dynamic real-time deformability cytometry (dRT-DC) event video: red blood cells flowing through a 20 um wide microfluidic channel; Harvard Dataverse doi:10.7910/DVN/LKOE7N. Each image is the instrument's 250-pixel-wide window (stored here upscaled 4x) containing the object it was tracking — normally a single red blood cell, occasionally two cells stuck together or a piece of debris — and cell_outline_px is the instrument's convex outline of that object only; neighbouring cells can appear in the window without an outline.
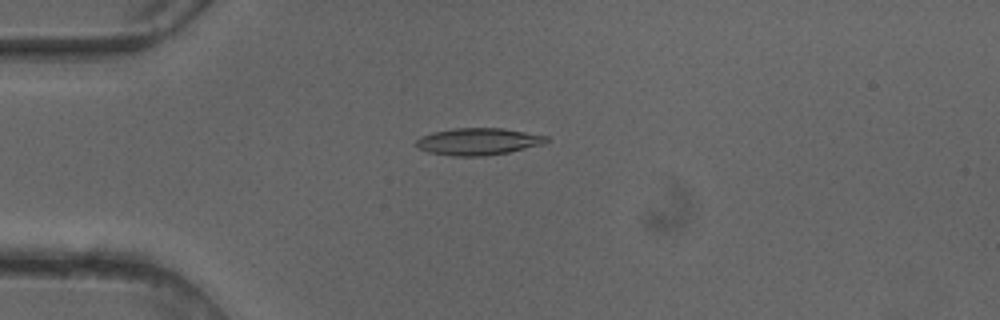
{"species": "common noctule bat (a hibernating species)", "species_latin": "Nyctalus noctula", "temperature_condition": "cold", "stored_images_in_passage": 44, "camera_frame_rate_fps": 3000, "um_per_image_px": 0.085, "animal": {"sex": "female"}, "frame": {"image": 1, "passage_image": 13, "time_ms": 4.0, "image_size_px": [1000, 320], "cell_outline_px": [[552, 140], [544, 144], [508, 152], [484, 156], [452, 156], [428, 152], [420, 148], [416, 144], [416, 140], [420, 136], [432, 132], [452, 128], [504, 128], [548, 136]], "centroid_in_image_um": [40.67, 12.02], "position_along_channel_um": 44.3, "area_um2": 20.63}}
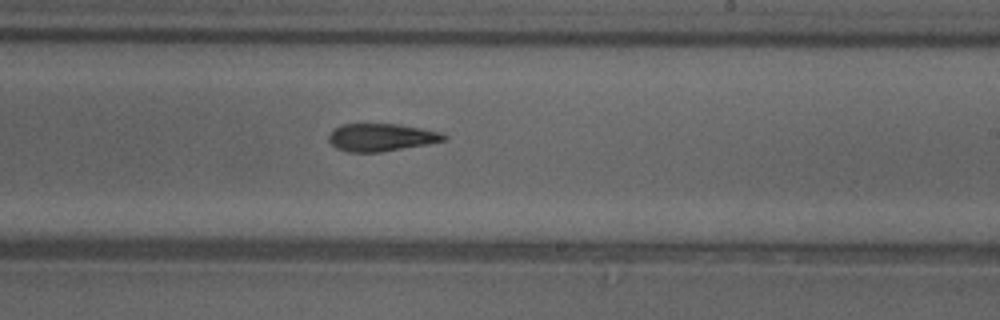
{"frame": {"image": 2, "passage_image": 30, "time_ms": 9.667, "image_size_px": [1000, 320], "cell_outline_px": [[448, 140], [428, 144], [380, 152], [348, 152], [336, 148], [328, 140], [328, 136], [332, 128], [344, 124], [400, 124], [440, 132], [448, 136]], "centroid_in_image_um": [32.4, 11.67], "position_along_channel_um": 256.6, "area_um2": 18.67}}
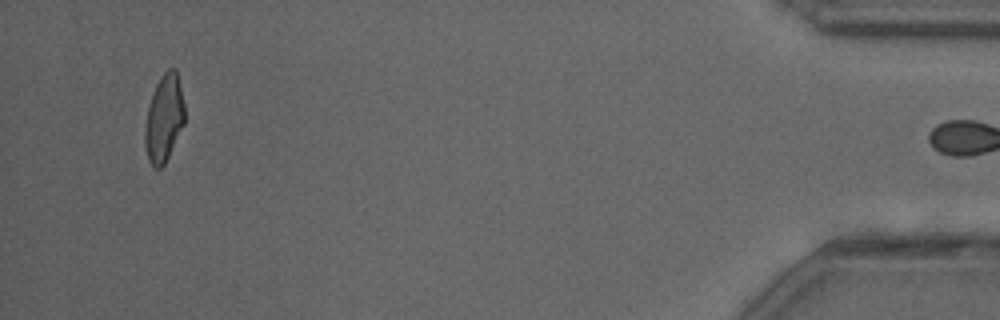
{"frame": {"image": 3, "passage_image": 43, "time_ms": 14.0, "image_size_px": [1000, 320], "cell_outline_px": [[184, 124], [164, 164], [160, 168], [156, 168], [148, 160], [144, 144], [144, 128], [148, 108], [152, 92], [160, 76], [168, 68], [176, 68], [184, 104]], "centroid_in_image_um": [13.93, 10.03], "position_along_channel_um": 421.3, "area_um2": 20.11}, "authors_computed_cell_mechanics": {"area_um2": 19.5653, "velocity_mm_per_s": 4.125, "shape_relaxation_time_tau1_ms": 4.2832, "shape_relaxation_time_tau2_ms": 5.3018, "deformation_change_tau1": 0.1575, "deformation_change_tau2": 0.1392}}